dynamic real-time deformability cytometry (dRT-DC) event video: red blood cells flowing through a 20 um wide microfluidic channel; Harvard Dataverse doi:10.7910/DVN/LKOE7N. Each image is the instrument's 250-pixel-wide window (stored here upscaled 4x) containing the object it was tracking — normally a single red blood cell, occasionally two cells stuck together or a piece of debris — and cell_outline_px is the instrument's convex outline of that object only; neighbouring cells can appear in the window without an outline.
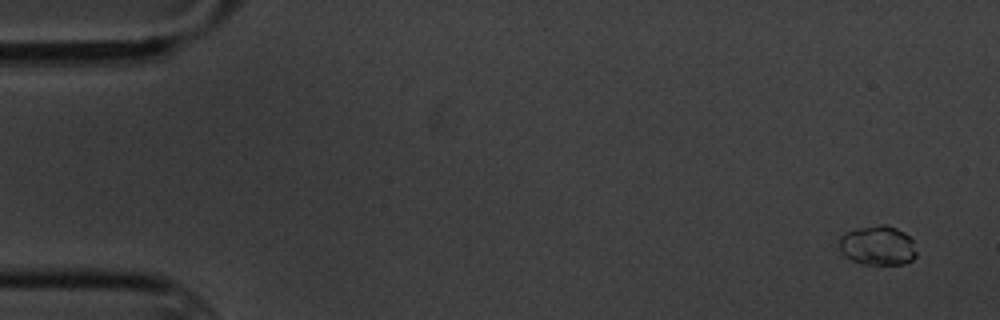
{"species": "common noctule bat (a hibernating species)", "species_latin": "Nyctalus noctula", "temperature_condition": "cold", "stored_images_in_passage": 15, "camera_frame_rate_fps": 3000, "um_per_image_px": 0.085, "animal": {"sex": "male", "body_mass_g": 20.1, "forearm_length_mm": 53.5}, "frame": {"image": 1, "passage_image": 1, "time_ms": 0.0, "image_size_px": [1000, 320], "cell_outline_px": [[916, 256], [912, 260], [904, 264], [864, 264], [852, 260], [844, 256], [840, 252], [840, 236], [844, 232], [856, 228], [880, 224], [888, 224], [904, 232], [912, 240], [916, 252]], "centroid_in_image_um": [74.59, 20.85], "position_along_channel_um": 10.4, "area_um2": 17.92}}
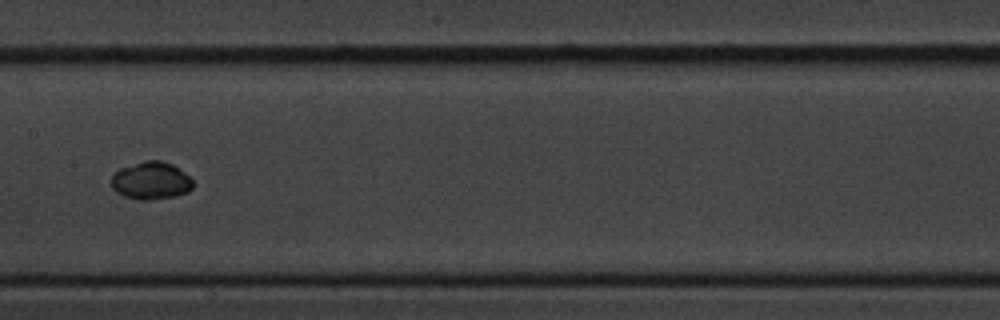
{"frame": {"image": 2, "passage_image": 8, "time_ms": 9.0, "image_size_px": [1000, 320], "cell_outline_px": [[192, 188], [188, 192], [172, 196], [148, 200], [140, 200], [124, 196], [116, 192], [112, 188], [112, 176], [120, 168], [144, 160], [160, 160], [172, 164], [184, 172], [192, 180]], "centroid_in_image_um": [12.82, 15.35], "position_along_channel_um": 194.6, "area_um2": 17.74}}
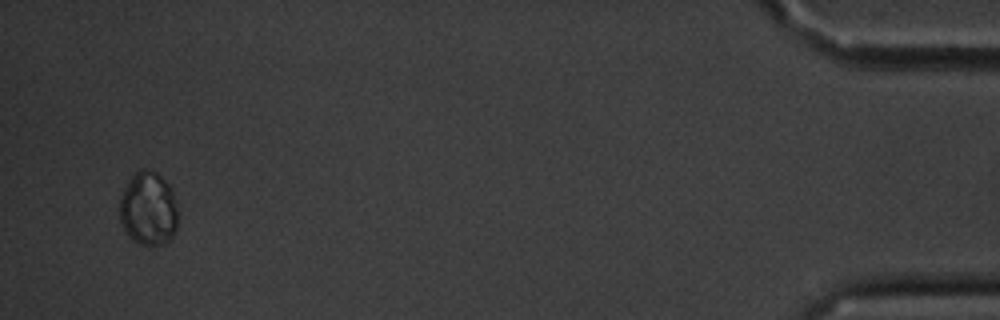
{"frame": {"image": 3, "passage_image": 15, "time_ms": 18.0, "image_size_px": [1000, 320], "cell_outline_px": [[176, 232], [164, 244], [136, 244], [124, 232], [120, 220], [120, 196], [132, 176], [140, 168], [144, 168], [156, 172], [168, 184], [172, 192], [176, 204]], "centroid_in_image_um": [12.58, 17.76], "position_along_channel_um": 422.6, "area_um2": 24.91}, "authors_computed_cell_mechanics": {"area_um2": 17.3978, "velocity_mm_per_s": 3.4259, "shape_relaxation_time_tau1_ms": 2.807, "shape_relaxation_time_tau2_ms": null, "deformation_change_tau1": 0.0483, "deformation_change_tau2": null}}